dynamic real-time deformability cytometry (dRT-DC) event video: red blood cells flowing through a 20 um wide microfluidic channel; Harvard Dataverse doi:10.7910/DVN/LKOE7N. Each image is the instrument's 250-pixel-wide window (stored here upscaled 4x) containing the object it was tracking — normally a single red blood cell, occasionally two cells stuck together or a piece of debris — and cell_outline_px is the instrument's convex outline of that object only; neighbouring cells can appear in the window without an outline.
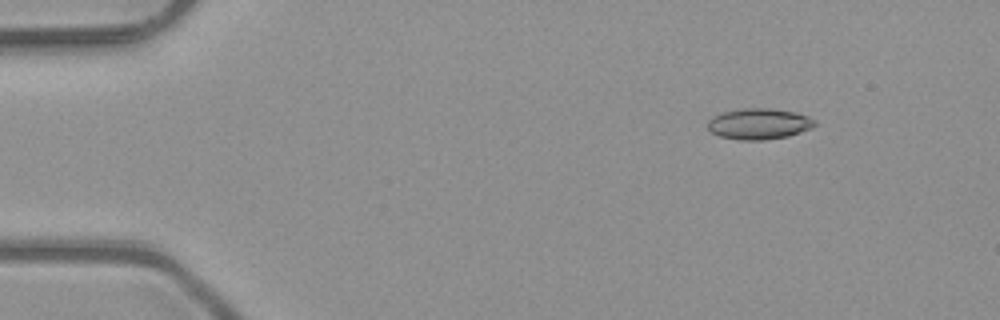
{"species": "common noctule bat (a hibernating species)", "species_latin": "Nyctalus noctula", "temperature_condition": "room temperature", "stored_images_in_passage": 4, "camera_frame_rate_fps": 3000, "um_per_image_px": 0.085, "animal": {"sex": "male", "body_mass_g": 23.1, "forearm_length_mm": 52.7}, "frame": {"image": 1, "passage_image": 1, "time_ms": 0.0, "image_size_px": [1000, 320], "cell_outline_px": [[816, 124], [812, 128], [788, 136], [764, 140], [740, 140], [720, 136], [712, 132], [708, 128], [708, 120], [712, 116], [724, 112], [744, 108], [768, 108], [796, 112], [808, 116]], "centroid_in_image_um": [64.5, 10.53], "position_along_channel_um": 20.5, "area_um2": 19.19}}
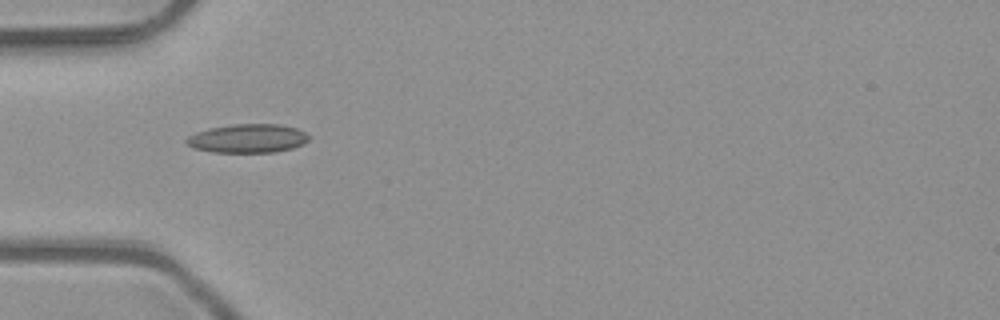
{"frame": {"image": 2, "passage_image": 4, "time_ms": 1.0, "image_size_px": [1000, 320], "cell_outline_px": [[308, 140], [304, 144], [292, 148], [276, 152], [212, 152], [196, 148], [188, 144], [184, 140], [188, 136], [196, 132], [208, 128], [232, 124], [280, 124], [296, 128], [304, 132], [308, 136]], "centroid_in_image_um": [21.06, 11.76], "position_along_channel_um": 63.9, "area_um2": 20.46}}